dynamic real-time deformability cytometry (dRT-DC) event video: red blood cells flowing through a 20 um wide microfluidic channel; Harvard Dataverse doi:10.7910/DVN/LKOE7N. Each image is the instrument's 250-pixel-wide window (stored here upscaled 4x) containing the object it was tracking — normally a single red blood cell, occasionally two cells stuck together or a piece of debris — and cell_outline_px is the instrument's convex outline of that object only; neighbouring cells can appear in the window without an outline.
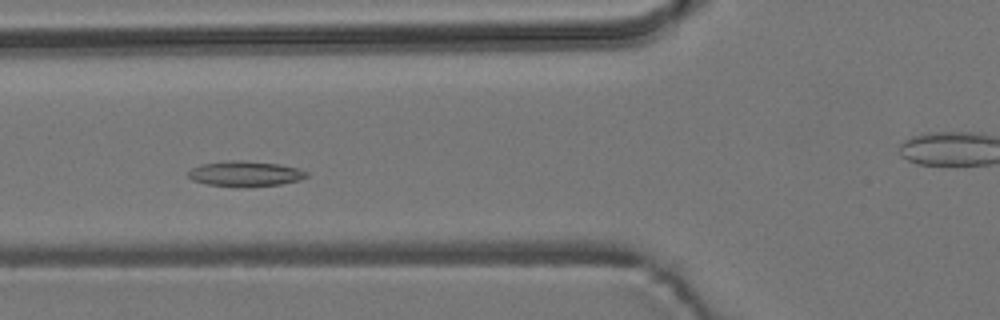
{"species": "common noctule bat (a hibernating species)", "species_latin": "Nyctalus noctula", "temperature_condition": "room temperature", "stored_images_in_passage": 52, "camera_frame_rate_fps": 3000, "um_per_image_px": 0.085, "animal": {"sex": "male", "body_mass_g": 19.2, "forearm_length_mm": 51.8}, "frame": {"image": 1, "passage_image": 16, "time_ms": 5.0, "image_size_px": [1000, 320], "cell_outline_px": [[308, 176], [300, 180], [280, 184], [236, 188], [208, 184], [192, 180], [188, 176], [188, 172], [192, 168], [200, 164], [228, 160], [240, 160], [280, 164], [300, 168], [308, 172]], "centroid_in_image_um": [20.85, 14.77], "position_along_channel_um": 104.9, "area_um2": 17.74}}
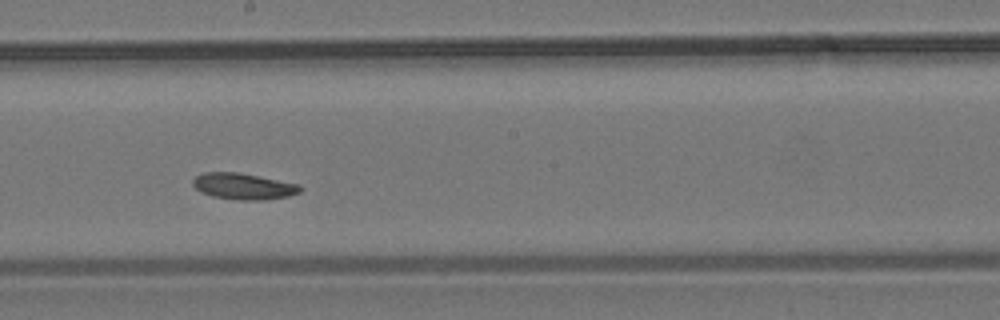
{"frame": {"image": 2, "passage_image": 26, "time_ms": 8.333, "image_size_px": [1000, 320], "cell_outline_px": [[300, 192], [288, 196], [264, 200], [240, 200], [212, 196], [200, 192], [192, 184], [192, 180], [196, 176], [204, 172], [240, 172], [300, 184]], "centroid_in_image_um": [20.68, 15.83], "position_along_channel_um": 227.5, "area_um2": 16.47}}
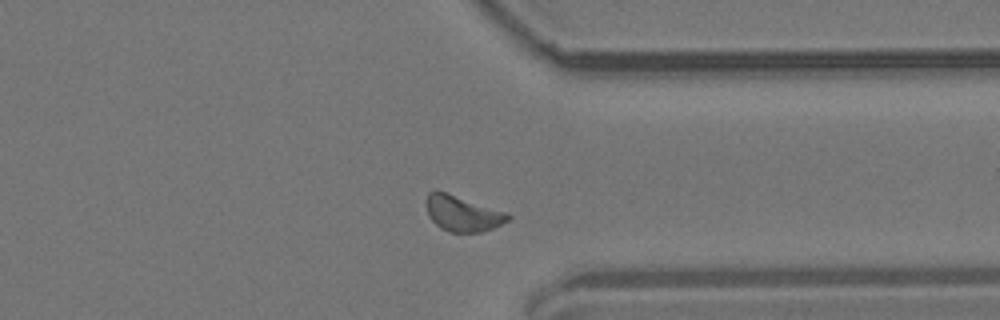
{"frame": {"image": 3, "passage_image": 38, "time_ms": 12.333, "image_size_px": [1000, 320], "cell_outline_px": [[512, 216], [508, 220], [492, 228], [480, 232], [448, 232], [440, 228], [428, 216], [424, 204], [424, 200], [428, 192], [436, 188], [508, 212]], "centroid_in_image_um": [39.25, 18.1], "position_along_channel_um": 372.1, "area_um2": 17.51}}